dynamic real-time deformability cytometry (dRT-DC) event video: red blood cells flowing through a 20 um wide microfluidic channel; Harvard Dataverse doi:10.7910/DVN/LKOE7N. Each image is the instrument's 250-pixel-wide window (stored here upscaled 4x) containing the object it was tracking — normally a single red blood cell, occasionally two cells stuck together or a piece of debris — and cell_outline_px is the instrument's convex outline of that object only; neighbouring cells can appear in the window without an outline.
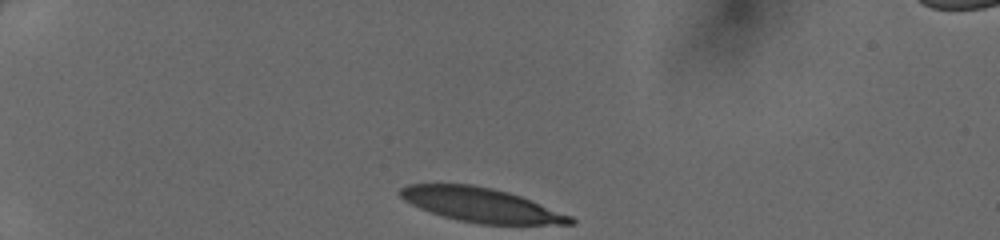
{"species": "human", "species_latin": "Homo sapiens", "temperature_condition": "cold", "stored_images_in_passage": 31, "camera_frame_rate_fps": 3000, "um_per_image_px": 0.085, "donor": {"sex": "female"}, "frame": {"image": 1, "passage_image": 1, "time_ms": 0.0, "image_size_px": [1000, 240], "cell_outline_px": [[576, 224], [480, 224], [456, 220], [420, 208], [404, 200], [396, 192], [400, 188], [408, 184], [472, 184], [492, 188], [508, 192], [520, 196], [572, 216], [576, 220]], "centroid_in_image_um": [40.88, 17.42], "position_along_channel_um": 44.1, "area_um2": 33.76}}
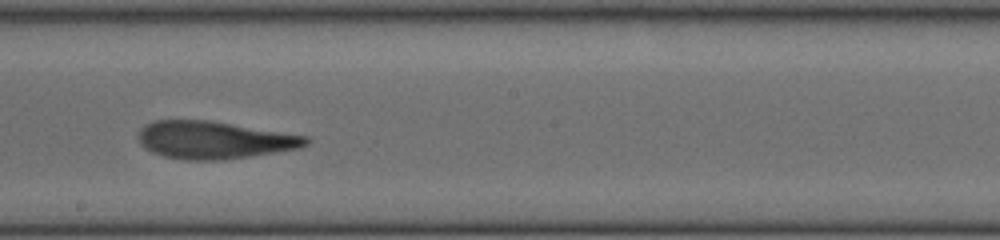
{"frame": {"image": 2, "passage_image": 18, "time_ms": 5.667, "image_size_px": [1000, 240], "cell_outline_px": [[308, 144], [300, 148], [252, 156], [224, 160], [184, 160], [164, 156], [152, 152], [144, 148], [140, 144], [136, 136], [140, 128], [144, 124], [156, 120], [208, 120], [308, 136]], "centroid_in_image_um": [18.15, 11.9], "position_along_channel_um": 230.0, "area_um2": 36.88}}
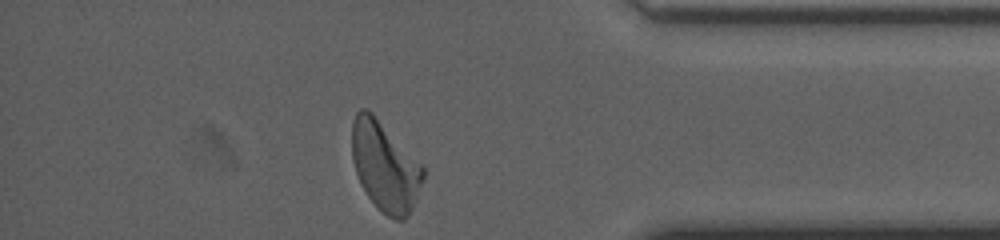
{"frame": {"image": 3, "passage_image": 31, "time_ms": 10.0, "image_size_px": [1000, 240], "cell_outline_px": [[424, 176], [416, 200], [408, 216], [404, 220], [396, 220], [388, 216], [368, 196], [360, 184], [356, 172], [352, 156], [352, 124], [356, 112], [360, 108], [368, 108], [372, 112], [424, 168]], "centroid_in_image_um": [32.7, 14.13], "position_along_channel_um": 402.5, "area_um2": 36.53}}